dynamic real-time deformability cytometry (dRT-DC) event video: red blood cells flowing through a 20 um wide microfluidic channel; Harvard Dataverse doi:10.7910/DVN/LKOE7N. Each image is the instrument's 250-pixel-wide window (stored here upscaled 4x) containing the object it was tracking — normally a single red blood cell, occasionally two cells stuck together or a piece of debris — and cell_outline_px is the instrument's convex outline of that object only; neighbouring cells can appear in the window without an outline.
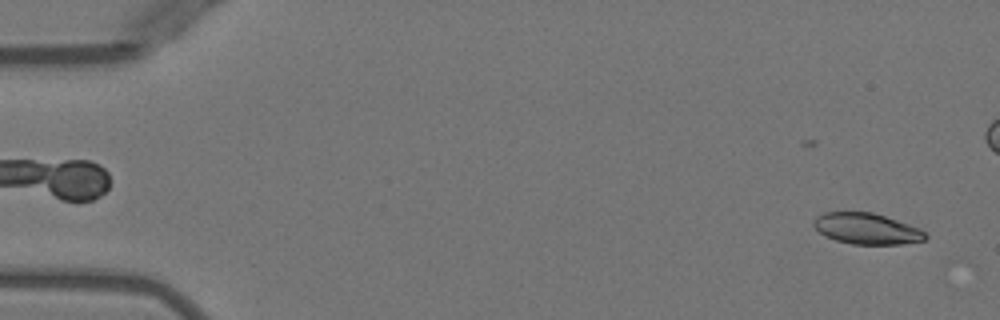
{"species": "Egyptian fruit bat (a non-hibernating species)", "species_latin": "Rousettus aegyptiacus", "temperature_condition": "warm", "stored_images_in_passage": 11, "camera_frame_rate_fps": 3000, "um_per_image_px": 0.085, "animal": {"sex": "female"}, "frame": {"image": 1, "passage_image": 2, "time_ms": 0.333, "image_size_px": [1000, 320], "cell_outline_px": [[928, 236], [924, 240], [900, 244], [852, 244], [836, 240], [824, 236], [812, 224], [812, 220], [816, 216], [824, 212], [872, 212], [920, 228]], "centroid_in_image_um": [73.63, 19.43], "position_along_channel_um": 11.4, "area_um2": 20.11}}